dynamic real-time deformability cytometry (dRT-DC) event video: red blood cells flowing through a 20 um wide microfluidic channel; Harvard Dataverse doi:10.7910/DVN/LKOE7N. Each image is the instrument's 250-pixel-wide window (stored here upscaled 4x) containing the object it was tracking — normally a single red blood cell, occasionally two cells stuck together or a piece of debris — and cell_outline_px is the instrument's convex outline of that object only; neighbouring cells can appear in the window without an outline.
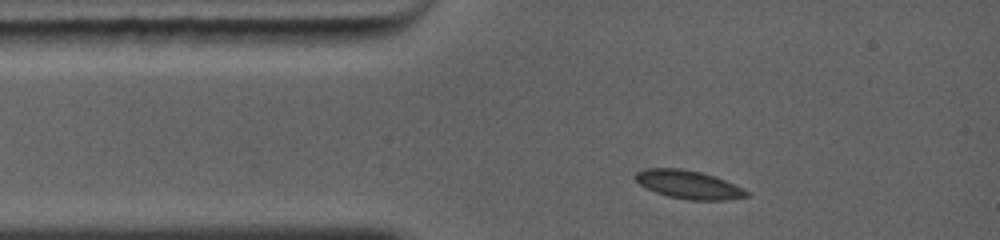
{"species": "common noctule bat (a hibernating species)", "species_latin": "Nyctalus noctula", "temperature_condition": "warm", "stored_images_in_passage": 26, "camera_frame_rate_fps": 5000, "um_per_image_px": 0.085, "animal": {"sex": "female", "body_mass_g": 19.0, "forearm_length_mm": 56.7}, "frame": {"image": 1, "passage_image": 1, "time_ms": 0.0, "image_size_px": [1000, 240], "cell_outline_px": [[748, 196], [724, 200], [688, 200], [668, 196], [656, 192], [640, 184], [632, 176], [636, 172], [644, 168], [680, 168], [700, 172], [716, 176], [748, 192]], "centroid_in_image_um": [58.47, 15.68], "position_along_channel_um": 26.5, "area_um2": 18.15}}
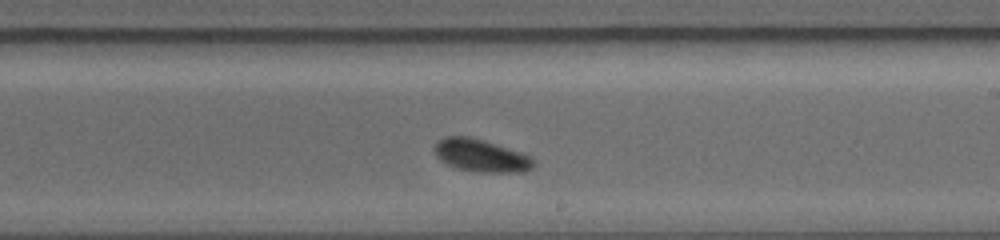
{"frame": {"image": 2, "passage_image": 15, "time_ms": 5.6, "image_size_px": [1000, 240], "cell_outline_px": [[536, 164], [532, 168], [524, 172], [476, 172], [460, 168], [448, 164], [440, 160], [436, 156], [432, 148], [444, 136], [468, 136], [484, 140], [532, 156], [536, 160]], "centroid_in_image_um": [40.91, 13.22], "position_along_channel_um": 248.1, "area_um2": 18.9}}
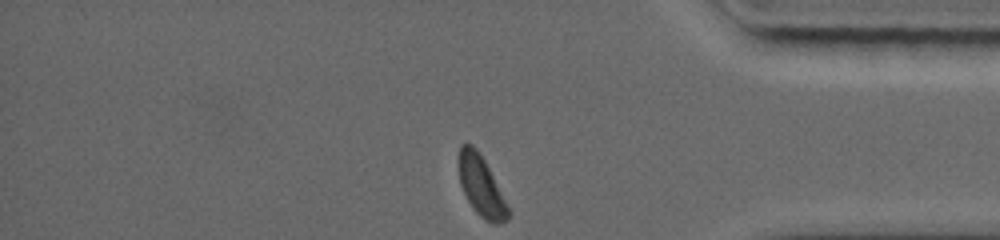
{"frame": {"image": 3, "passage_image": 26, "time_ms": 9.4, "image_size_px": [1000, 240], "cell_outline_px": [[512, 212], [508, 220], [500, 224], [492, 224], [484, 220], [476, 212], [468, 200], [460, 184], [460, 144], [472, 144], [476, 148], [484, 160]], "centroid_in_image_um": [40.96, 15.9], "position_along_channel_um": 394.2, "area_um2": 17.11}, "authors_computed_cell_mechanics": {"area_um2": 18.5827, "velocity_mm_per_s": 4.3074, "shape_relaxation_time_tau1_ms": 2.262, "shape_relaxation_time_tau2_ms": null, "deformation_change_tau1": 0.079, "deformation_change_tau2": null}}